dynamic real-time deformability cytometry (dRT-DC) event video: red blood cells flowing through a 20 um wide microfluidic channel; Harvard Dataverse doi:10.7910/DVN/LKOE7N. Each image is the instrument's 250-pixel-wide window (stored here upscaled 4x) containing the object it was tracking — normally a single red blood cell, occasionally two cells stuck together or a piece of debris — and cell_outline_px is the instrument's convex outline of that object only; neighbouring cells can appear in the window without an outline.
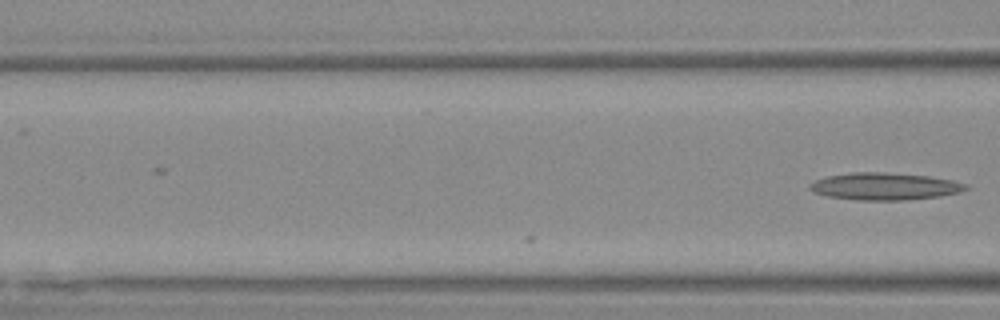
{"species": "Egyptian fruit bat (a non-hibernating species)", "species_latin": "Rousettus aegyptiacus", "temperature_condition": "warm", "stored_images_in_passage": 5, "camera_frame_rate_fps": 3000, "um_per_image_px": 0.085, "animal": {"sex": "female"}, "frame": {"image": 1, "passage_image": 5, "time_ms": 1.333, "image_size_px": [1000, 320], "cell_outline_px": [[968, 188], [960, 192], [940, 196], [908, 200], [860, 200], [828, 196], [816, 192], [808, 188], [808, 184], [816, 180], [828, 176], [852, 172], [884, 172], [928, 176], [952, 180], [968, 184]], "centroid_in_image_um": [75.22, 15.84], "position_along_channel_um": 91.4, "area_um2": 24.62}}